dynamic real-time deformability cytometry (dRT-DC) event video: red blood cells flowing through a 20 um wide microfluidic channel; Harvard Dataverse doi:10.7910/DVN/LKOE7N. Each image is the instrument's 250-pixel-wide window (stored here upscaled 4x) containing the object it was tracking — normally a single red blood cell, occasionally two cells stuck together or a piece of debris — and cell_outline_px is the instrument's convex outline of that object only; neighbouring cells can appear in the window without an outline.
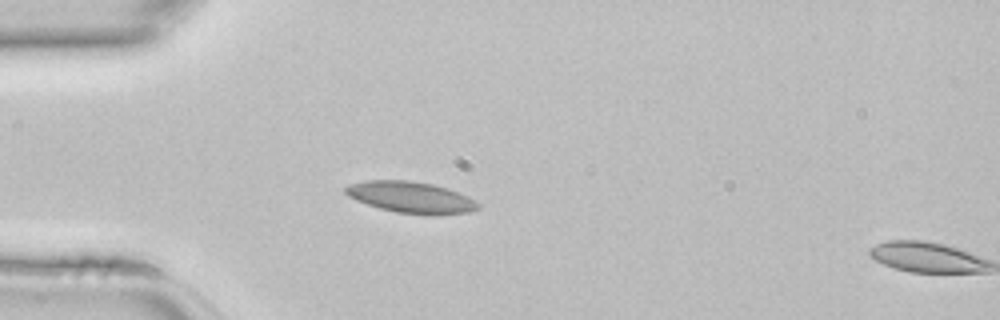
{"species": "common noctule bat (a hibernating species)", "species_latin": "Nyctalus noctula", "temperature_condition": "room temperature", "stored_images_in_passage": 10, "camera_frame_rate_fps": 3000, "um_per_image_px": 0.085, "animal": {"sex": "female", "body_mass_g": 22.7, "forearm_length_mm": 54.2}, "frame": {"image": 1, "passage_image": 9, "time_ms": 2.667, "image_size_px": [1000, 320], "cell_outline_px": [[480, 208], [468, 212], [436, 216], [396, 212], [380, 208], [356, 200], [348, 196], [344, 192], [344, 188], [348, 184], [364, 180], [408, 180], [432, 184], [448, 188], [468, 196], [476, 200], [480, 204]], "centroid_in_image_um": [34.95, 16.77], "position_along_channel_um": 50.1, "area_um2": 24.51}}